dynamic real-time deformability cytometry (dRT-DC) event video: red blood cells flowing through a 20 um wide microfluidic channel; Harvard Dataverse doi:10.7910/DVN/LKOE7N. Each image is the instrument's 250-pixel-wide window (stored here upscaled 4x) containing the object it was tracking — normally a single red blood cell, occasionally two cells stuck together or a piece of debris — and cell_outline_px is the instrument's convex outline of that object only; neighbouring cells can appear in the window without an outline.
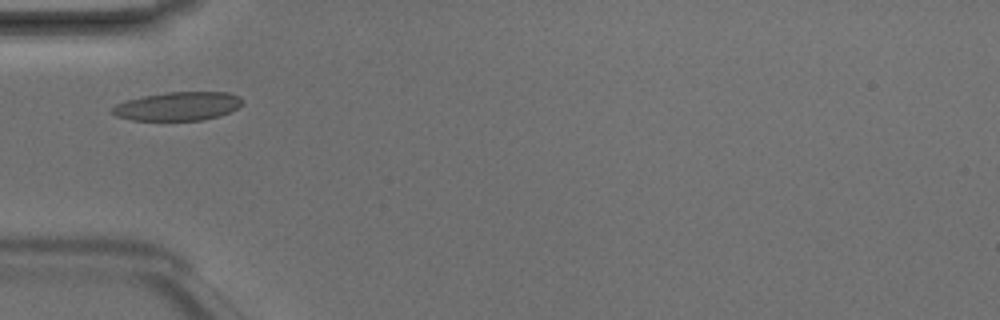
{"species": "Egyptian fruit bat (a non-hibernating species)", "species_latin": "Rousettus aegyptiacus", "temperature_condition": "room temperature", "stored_images_in_passage": 4, "camera_frame_rate_fps": 3000, "um_per_image_px": 0.085, "animal": {"sex": "male"}, "frame": {"image": 1, "passage_image": 3, "time_ms": 0.667, "image_size_px": [1000, 320], "cell_outline_px": [[244, 100], [236, 108], [220, 116], [200, 120], [132, 120], [116, 116], [112, 112], [112, 108], [116, 104], [128, 100], [144, 96], [164, 92], [228, 92], [240, 96]], "centroid_in_image_um": [15.13, 9.02], "position_along_channel_um": 69.9, "area_um2": 21.56}}